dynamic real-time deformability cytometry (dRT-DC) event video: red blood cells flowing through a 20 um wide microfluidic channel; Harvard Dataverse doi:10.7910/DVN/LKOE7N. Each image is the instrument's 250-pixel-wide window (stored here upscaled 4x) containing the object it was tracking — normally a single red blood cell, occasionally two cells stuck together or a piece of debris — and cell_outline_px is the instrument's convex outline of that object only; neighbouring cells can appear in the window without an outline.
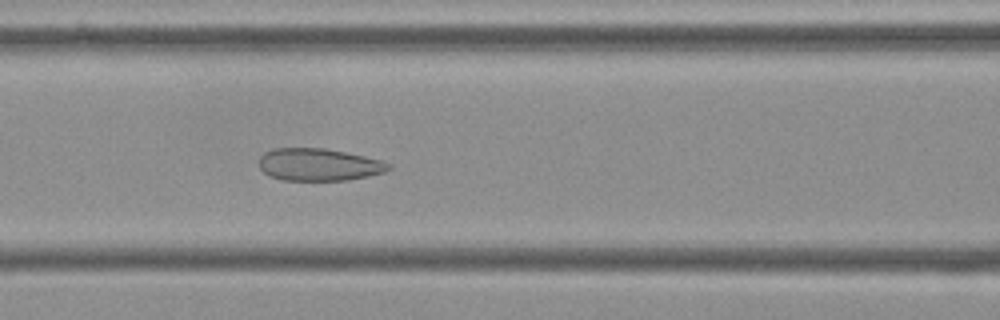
{"species": "Egyptian fruit bat (a non-hibernating species)", "species_latin": "Rousettus aegyptiacus", "temperature_condition": "cold", "stored_images_in_passage": 35, "camera_frame_rate_fps": 3000, "um_per_image_px": 0.085, "frame": {"image": 1, "passage_image": 14, "time_ms": 4.333, "image_size_px": [1000, 320], "cell_outline_px": [[392, 168], [384, 172], [368, 176], [348, 180], [284, 180], [272, 176], [264, 172], [260, 168], [260, 156], [264, 152], [272, 148], [324, 148], [384, 160], [392, 164]], "centroid_in_image_um": [27.14, 13.98], "position_along_channel_um": 139.5, "area_um2": 24.45}}
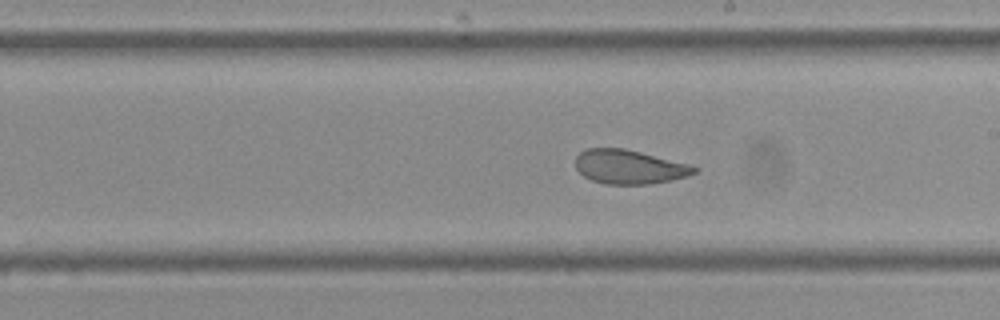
{"frame": {"image": 2, "passage_image": 22, "time_ms": 7.0, "image_size_px": [1000, 320], "cell_outline_px": [[700, 168], [696, 172], [688, 176], [672, 180], [648, 184], [604, 184], [592, 180], [584, 176], [576, 168], [576, 156], [580, 152], [588, 148], [624, 148], [688, 164]], "centroid_in_image_um": [53.48, 14.19], "position_along_channel_um": 235.5, "area_um2": 23.47}}
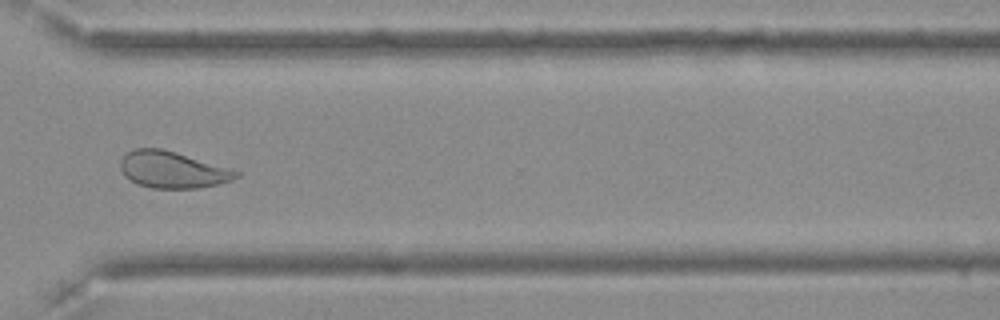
{"frame": {"image": 3, "passage_image": 32, "time_ms": 10.333, "image_size_px": [1000, 320], "cell_outline_px": [[240, 176], [232, 180], [200, 188], [152, 188], [136, 184], [124, 176], [120, 168], [120, 160], [128, 152], [136, 148], [160, 148], [176, 152], [228, 168], [240, 172]], "centroid_in_image_um": [14.63, 14.43], "position_along_channel_um": 356.0, "area_um2": 24.57}, "authors_computed_cell_mechanics": {"area_um2": 24.565, "velocity_mm_per_s": 3.609, "shape_relaxation_time_tau1_ms": null, "shape_relaxation_time_tau2_ms": 1.1007, "deformation_change_tau1": null, "deformation_change_tau2": 0.0674}}